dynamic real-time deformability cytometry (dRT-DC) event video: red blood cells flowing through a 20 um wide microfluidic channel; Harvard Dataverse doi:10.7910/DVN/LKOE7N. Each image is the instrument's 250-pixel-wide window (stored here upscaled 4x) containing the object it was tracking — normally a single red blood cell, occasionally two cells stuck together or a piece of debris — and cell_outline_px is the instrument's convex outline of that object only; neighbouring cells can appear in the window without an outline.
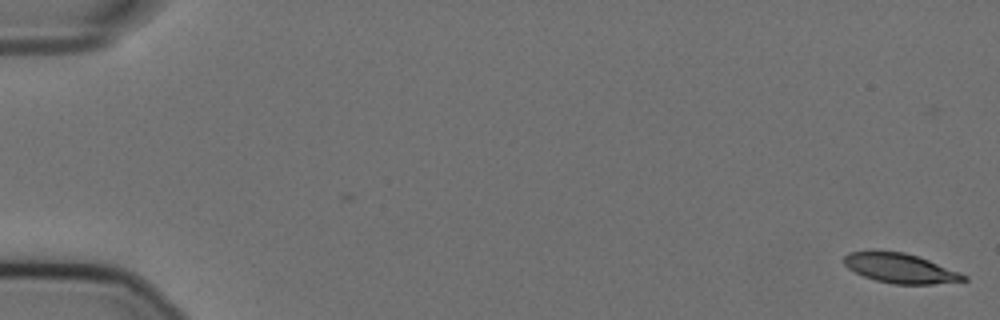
{"species": "Egyptian fruit bat (a non-hibernating species)", "species_latin": "Rousettus aegyptiacus", "temperature_condition": "cold", "stored_images_in_passage": 3, "camera_frame_rate_fps": 3000, "um_per_image_px": 0.085, "animal": {"sex": "female"}, "frame": {"image": 1, "passage_image": 3, "time_ms": 0.667, "image_size_px": [1000, 320], "cell_outline_px": [[968, 280], [932, 284], [892, 284], [876, 280], [864, 276], [848, 268], [844, 264], [844, 256], [848, 252], [904, 252], [928, 260], [960, 272], [968, 276]], "centroid_in_image_um": [76.55, 22.82], "position_along_channel_um": 8.5, "area_um2": 20.23}}